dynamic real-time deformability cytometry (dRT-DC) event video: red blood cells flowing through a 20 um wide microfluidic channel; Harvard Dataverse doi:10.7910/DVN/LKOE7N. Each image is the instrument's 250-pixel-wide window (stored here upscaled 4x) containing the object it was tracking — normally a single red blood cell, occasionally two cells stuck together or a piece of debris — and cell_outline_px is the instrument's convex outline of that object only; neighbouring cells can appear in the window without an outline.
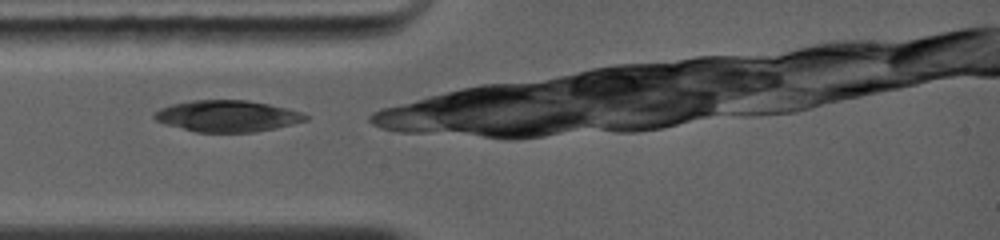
{"species": "common noctule bat (a hibernating species)", "species_latin": "Nyctalus noctula", "temperature_condition": "warm", "stored_images_in_passage": 16, "camera_frame_rate_fps": 5000, "um_per_image_px": 0.085, "animal": {"sex": "female", "body_mass_g": 19.0, "forearm_length_mm": 56.7}, "frame": {"image": 1, "passage_image": 1, "time_ms": 0.0, "image_size_px": [1000, 240], "cell_outline_px": [[308, 120], [276, 128], [252, 132], [196, 132], [164, 124], [156, 120], [152, 116], [160, 108], [172, 104], [192, 100], [248, 100], [288, 108], [300, 112], [308, 116]], "centroid_in_image_um": [19.31, 9.86], "position_along_channel_um": 65.7, "area_um2": 27.63}}
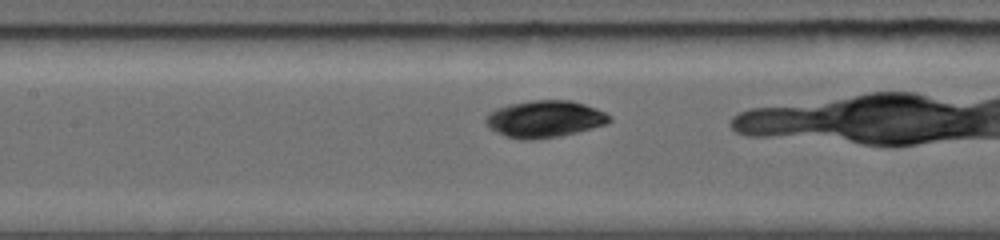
{"frame": {"image": 2, "passage_image": 7, "time_ms": 2.2, "image_size_px": [1000, 240], "cell_outline_px": [[612, 120], [608, 124], [576, 132], [556, 136], [532, 140], [524, 140], [504, 136], [488, 128], [484, 120], [488, 112], [496, 108], [508, 104], [532, 100], [572, 100], [596, 108], [612, 116]], "centroid_in_image_um": [46.27, 10.11], "position_along_channel_um": 161.1, "area_um2": 26.82}}
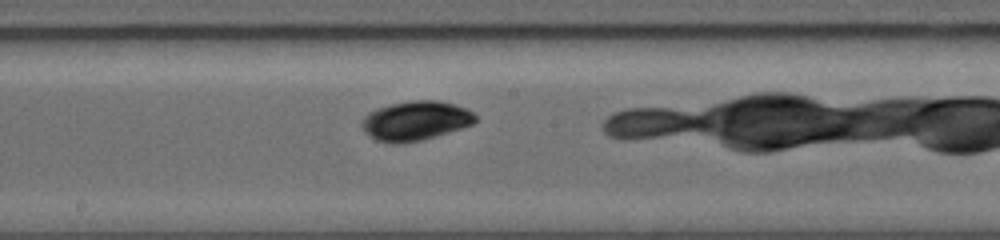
{"frame": {"image": 3, "passage_image": 10, "time_ms": 3.4, "image_size_px": [1000, 240], "cell_outline_px": [[476, 120], [472, 124], [448, 132], [420, 140], [400, 144], [376, 140], [364, 132], [360, 124], [360, 120], [368, 112], [376, 108], [388, 104], [408, 100], [440, 100], [456, 104], [472, 112], [476, 116]], "centroid_in_image_um": [35.26, 10.24], "position_along_channel_um": 212.9, "area_um2": 26.18}}